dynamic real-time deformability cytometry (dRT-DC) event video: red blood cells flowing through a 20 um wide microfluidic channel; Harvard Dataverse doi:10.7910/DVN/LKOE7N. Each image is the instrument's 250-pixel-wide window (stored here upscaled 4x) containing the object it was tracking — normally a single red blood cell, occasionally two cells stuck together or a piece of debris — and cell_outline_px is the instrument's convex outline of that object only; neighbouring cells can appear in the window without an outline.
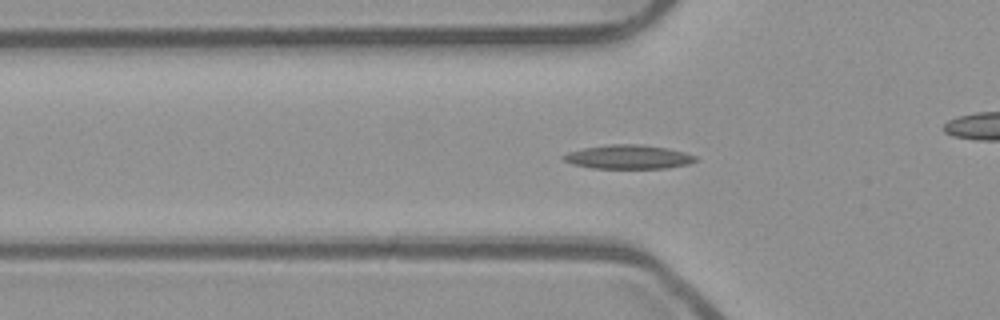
{"species": "common noctule bat (a hibernating species)", "species_latin": "Nyctalus noctula", "temperature_condition": "room temperature", "stored_images_in_passage": 44, "camera_frame_rate_fps": 3000, "um_per_image_px": 0.085, "animal": {"sex": "male", "body_mass_g": 23.1, "forearm_length_mm": 52.7}, "frame": {"image": 1, "passage_image": 7, "time_ms": 2.0, "image_size_px": [1000, 320], "cell_outline_px": [[696, 160], [688, 164], [668, 168], [592, 168], [572, 164], [564, 160], [560, 156], [568, 152], [584, 148], [608, 144], [640, 144], [668, 148], [684, 152], [696, 156]], "centroid_in_image_um": [53.39, 13.33], "position_along_channel_um": 72.4, "area_um2": 18.44}}
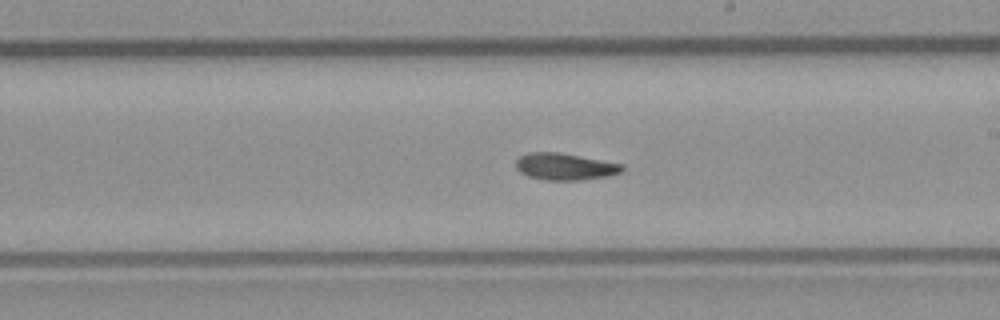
{"frame": {"image": 2, "passage_image": 20, "time_ms": 6.333, "image_size_px": [1000, 320], "cell_outline_px": [[624, 168], [620, 172], [608, 176], [584, 180], [544, 180], [528, 176], [520, 172], [516, 168], [516, 160], [520, 156], [528, 152], [560, 152], [624, 164]], "centroid_in_image_um": [48.02, 14.16], "position_along_channel_um": 241.0, "area_um2": 16.76}}
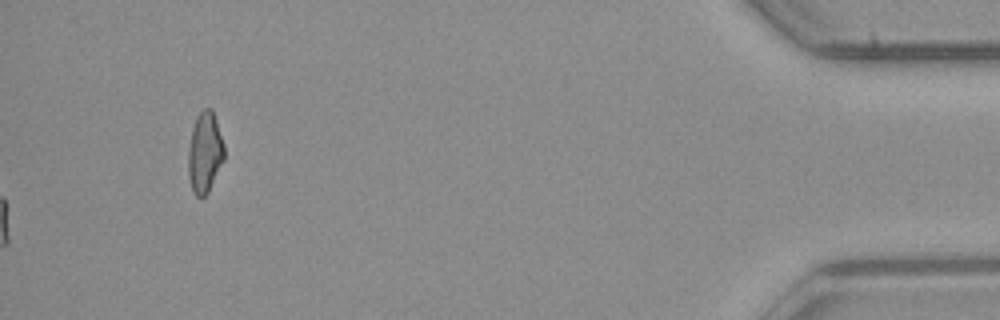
{"frame": {"image": 3, "passage_image": 44, "time_ms": 14.333, "image_size_px": [1000, 320], "cell_outline_px": [[224, 160], [208, 192], [204, 196], [196, 196], [192, 192], [188, 176], [188, 148], [192, 128], [196, 116], [204, 108], [212, 108], [224, 144]], "centroid_in_image_um": [17.4, 12.96], "position_along_channel_um": 417.8, "area_um2": 17.05}, "authors_computed_cell_mechanics": {"area_um2": 16.6464, "velocity_mm_per_s": 3.8558, "shape_relaxation_time_tau1_ms": 7.3619, "shape_relaxation_time_tau2_ms": 6.4944, "deformation_change_tau1": 0.2032, "deformation_change_tau2": 0.1292}}